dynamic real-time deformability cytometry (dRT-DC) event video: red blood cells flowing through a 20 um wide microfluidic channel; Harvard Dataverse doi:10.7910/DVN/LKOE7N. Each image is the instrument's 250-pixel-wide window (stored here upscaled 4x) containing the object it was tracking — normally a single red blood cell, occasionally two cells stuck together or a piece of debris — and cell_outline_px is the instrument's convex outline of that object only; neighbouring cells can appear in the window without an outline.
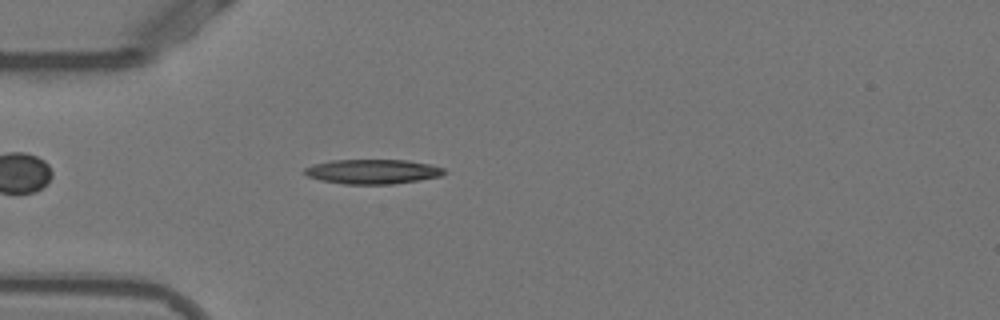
{"species": "Egyptian fruit bat (a non-hibernating species)", "species_latin": "Rousettus aegyptiacus", "temperature_condition": "warm", "stored_images_in_passage": 42, "camera_frame_rate_fps": 3000, "um_per_image_px": 0.085, "animal": {"sex": "female"}, "frame": {"image": 1, "passage_image": 7, "time_ms": 2.0, "image_size_px": [1000, 320], "cell_outline_px": [[448, 172], [440, 176], [420, 180], [392, 184], [344, 184], [320, 180], [308, 176], [304, 172], [304, 168], [312, 164], [332, 160], [408, 160], [432, 164], [444, 168]], "centroid_in_image_um": [31.7, 14.58], "position_along_channel_um": 53.3, "area_um2": 20.17}}
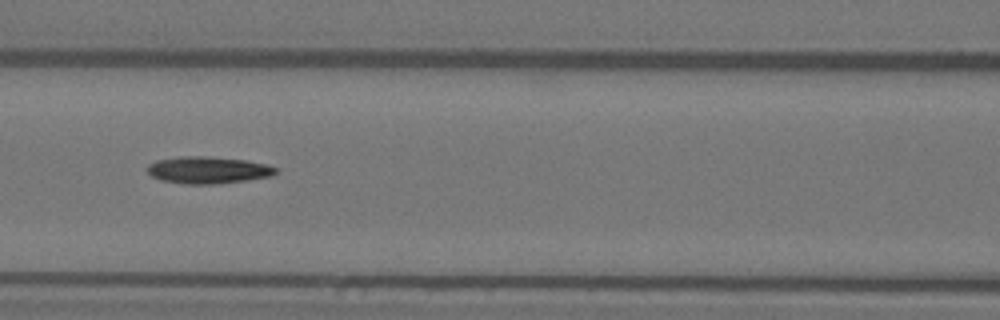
{"frame": {"image": 2, "passage_image": 15, "time_ms": 4.667, "image_size_px": [1000, 320], "cell_outline_px": [[276, 172], [272, 176], [244, 180], [212, 184], [184, 184], [160, 180], [152, 176], [148, 172], [148, 164], [156, 160], [180, 156], [204, 156], [244, 160], [268, 164], [276, 168]], "centroid_in_image_um": [17.65, 14.45], "position_along_channel_um": 149.0, "area_um2": 20.06}}
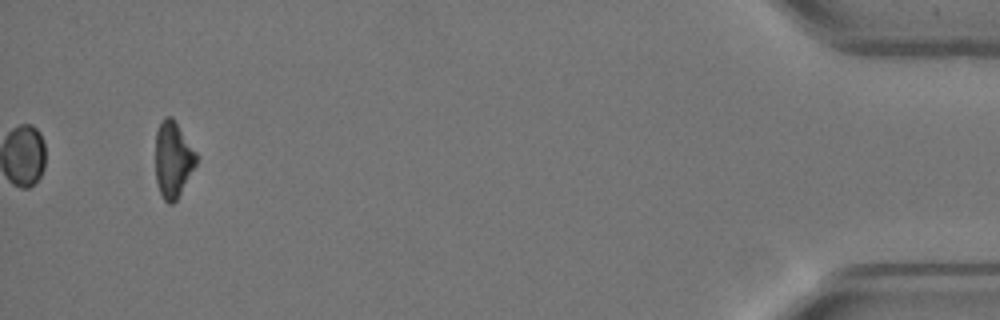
{"frame": {"image": 3, "passage_image": 42, "time_ms": 13.667, "image_size_px": [1000, 320], "cell_outline_px": [[196, 164], [176, 200], [172, 204], [168, 204], [164, 200], [156, 184], [156, 132], [160, 120], [164, 116], [172, 116], [196, 152]], "centroid_in_image_um": [14.68, 13.53], "position_along_channel_um": 420.5, "area_um2": 17.98}, "authors_computed_cell_mechanics": {"area_um2": 19.5075, "velocity_mm_per_s": 3.8719, "shape_relaxation_time_tau1_ms": 6.0727, "shape_relaxation_time_tau2_ms": 6.8372, "deformation_change_tau1": 0.2066, "deformation_change_tau2": 0.1682}}